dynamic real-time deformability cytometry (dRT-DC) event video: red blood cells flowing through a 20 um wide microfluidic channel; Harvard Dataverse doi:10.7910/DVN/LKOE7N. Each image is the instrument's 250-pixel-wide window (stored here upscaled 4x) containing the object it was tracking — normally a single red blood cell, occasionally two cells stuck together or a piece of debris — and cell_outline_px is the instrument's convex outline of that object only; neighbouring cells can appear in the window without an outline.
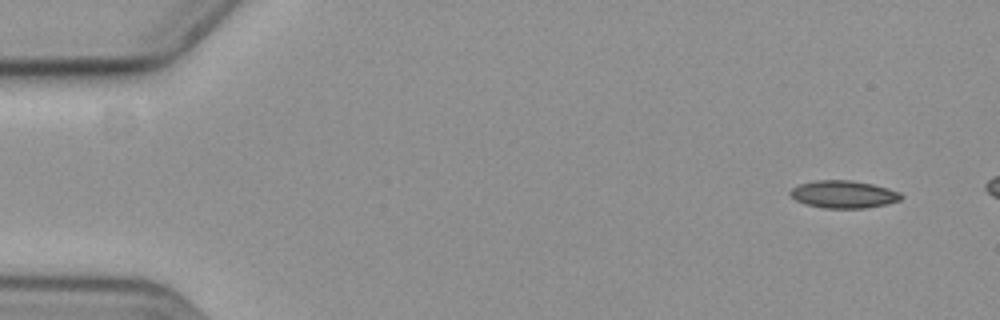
{"species": "common noctule bat (a hibernating species)", "species_latin": "Nyctalus noctula", "temperature_condition": "cold", "stored_images_in_passage": 14, "camera_frame_rate_fps": 3000, "um_per_image_px": 0.085, "animal": {"sex": "female", "body_mass_g": 19.3, "forearm_length_mm": 54.1}, "frame": {"image": 1, "passage_image": 1, "time_ms": 0.0, "image_size_px": [1000, 320], "cell_outline_px": [[904, 196], [900, 200], [884, 204], [864, 208], [824, 208], [804, 204], [796, 200], [788, 192], [792, 188], [800, 184], [816, 180], [852, 180], [872, 184], [888, 188], [900, 192]], "centroid_in_image_um": [71.69, 16.51], "position_along_channel_um": 13.3, "area_um2": 17.74}}